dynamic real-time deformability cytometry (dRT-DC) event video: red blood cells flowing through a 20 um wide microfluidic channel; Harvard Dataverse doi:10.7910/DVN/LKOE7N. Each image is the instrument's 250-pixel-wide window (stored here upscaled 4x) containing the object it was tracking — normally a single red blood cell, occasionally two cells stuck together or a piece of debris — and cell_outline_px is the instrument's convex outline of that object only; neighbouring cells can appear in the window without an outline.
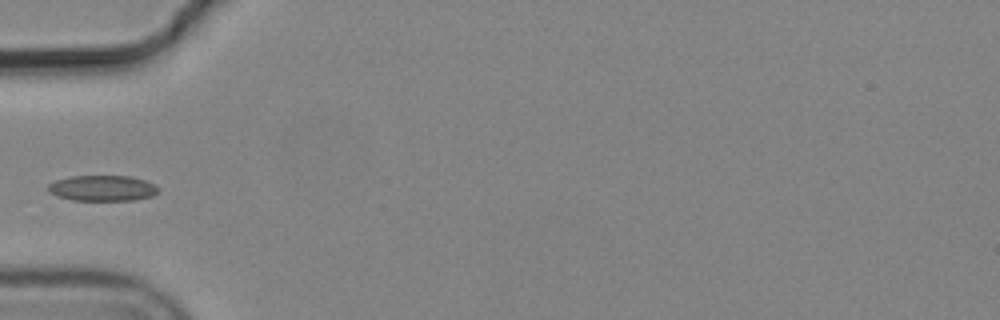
{"species": "common noctule bat (a hibernating species)", "species_latin": "Nyctalus noctula", "temperature_condition": "cold", "stored_images_in_passage": 4, "camera_frame_rate_fps": 3000, "um_per_image_px": 0.085, "animal": {"sex": "male", "body_mass_g": 19.2, "forearm_length_mm": 51.8}, "frame": {"image": 1, "passage_image": 4, "time_ms": 1.0, "image_size_px": [1000, 320], "cell_outline_px": [[160, 188], [152, 196], [132, 200], [72, 200], [56, 196], [48, 192], [48, 184], [56, 180], [72, 176], [132, 176], [156, 184]], "centroid_in_image_um": [8.7, 15.99], "position_along_channel_um": 76.3, "area_um2": 16.53}}